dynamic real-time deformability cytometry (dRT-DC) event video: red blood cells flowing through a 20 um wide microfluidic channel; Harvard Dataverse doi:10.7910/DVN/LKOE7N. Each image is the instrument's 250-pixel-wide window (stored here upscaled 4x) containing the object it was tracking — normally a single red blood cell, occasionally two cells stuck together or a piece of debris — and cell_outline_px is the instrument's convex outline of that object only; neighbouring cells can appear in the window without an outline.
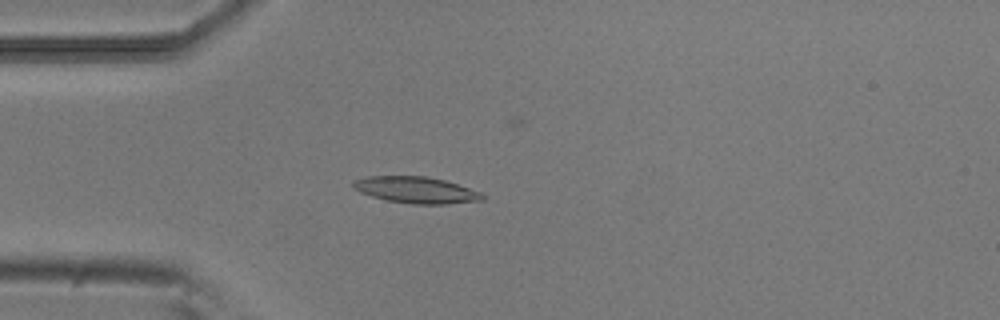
{"species": "common noctule bat (a hibernating species)", "species_latin": "Nyctalus noctula", "temperature_condition": "room temperature", "stored_images_in_passage": 52, "camera_frame_rate_fps": 3000, "um_per_image_px": 0.085, "animal": {"sex": "male", "body_mass_g": 20.5, "forearm_length_mm": 52.5}, "frame": {"image": 1, "passage_image": 14, "time_ms": 4.333, "image_size_px": [1000, 320], "cell_outline_px": [[484, 200], [448, 204], [412, 204], [384, 200], [360, 192], [352, 188], [352, 180], [364, 176], [424, 176], [444, 180], [480, 192], [484, 196]], "centroid_in_image_um": [35.3, 16.15], "position_along_channel_um": 49.7, "area_um2": 20.0}}
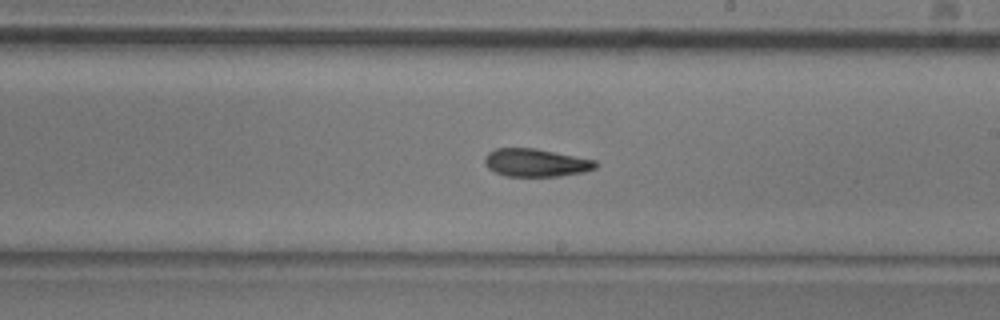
{"frame": {"image": 2, "passage_image": 30, "time_ms": 9.667, "image_size_px": [1000, 320], "cell_outline_px": [[600, 164], [596, 168], [584, 172], [560, 176], [504, 176], [488, 168], [484, 164], [484, 156], [488, 152], [496, 148], [536, 148], [596, 160]], "centroid_in_image_um": [45.56, 13.82], "position_along_channel_um": 243.4, "area_um2": 18.26}}
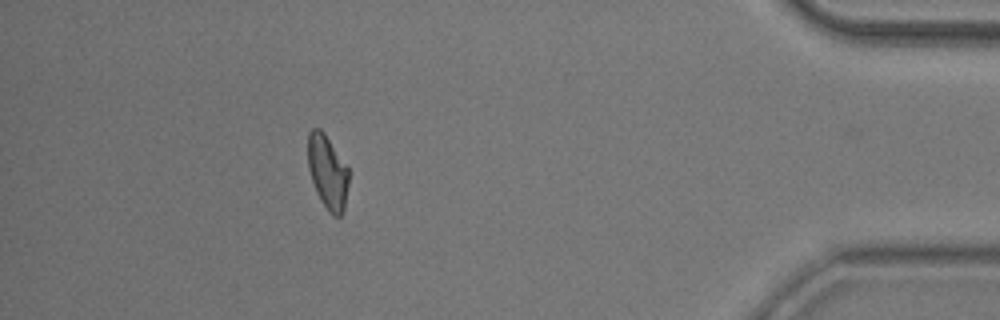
{"frame": {"image": 3, "passage_image": 47, "time_ms": 15.333, "image_size_px": [1000, 320], "cell_outline_px": [[348, 184], [344, 212], [340, 216], [332, 216], [328, 212], [320, 200], [316, 192], [308, 168], [308, 132], [312, 128], [320, 128], [324, 132], [348, 168]], "centroid_in_image_um": [27.84, 14.64], "position_along_channel_um": 407.4, "area_um2": 17.63}, "authors_computed_cell_mechanics": {"area_um2": 18.4671, "velocity_mm_per_s": 3.8224, "shape_relaxation_time_tau1_ms": 6.1562, "shape_relaxation_time_tau2_ms": 8.2875, "deformation_change_tau1": 0.16, "deformation_change_tau2": 0.1719}}